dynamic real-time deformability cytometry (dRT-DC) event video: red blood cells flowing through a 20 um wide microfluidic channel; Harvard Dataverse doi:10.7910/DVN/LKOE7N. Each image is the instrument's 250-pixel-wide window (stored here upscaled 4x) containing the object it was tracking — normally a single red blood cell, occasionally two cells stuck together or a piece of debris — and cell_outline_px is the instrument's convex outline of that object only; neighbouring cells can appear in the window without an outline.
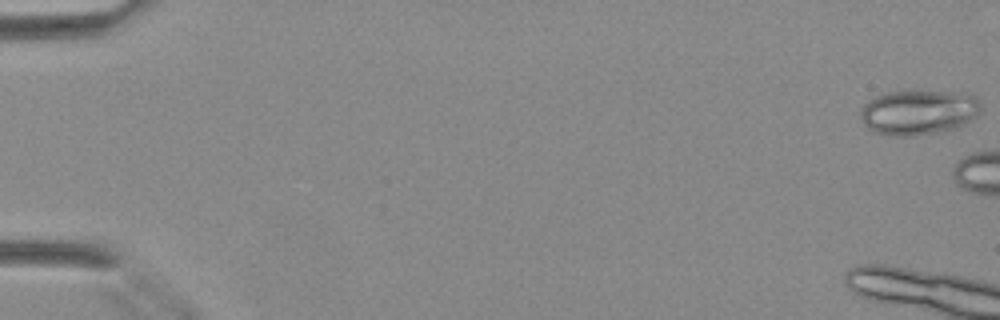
{"species": "Egyptian fruit bat (a non-hibernating species)", "species_latin": "Rousettus aegyptiacus", "temperature_condition": "warm", "stored_images_in_passage": 5, "camera_frame_rate_fps": 3000, "um_per_image_px": 0.085, "animal": {"sex": "female"}, "frame": {"image": 1, "passage_image": 1, "time_ms": 0.0, "image_size_px": [1000, 320], "cell_outline_px": [[980, 112], [976, 116], [964, 124], [956, 128], [944, 132], [912, 136], [888, 136], [872, 132], [864, 124], [860, 116], [860, 108], [868, 100], [876, 96], [888, 92], [920, 88], [960, 92], [976, 96], [980, 104]], "centroid_in_image_um": [78.07, 9.51], "position_along_channel_um": 6.9, "area_um2": 32.77}}